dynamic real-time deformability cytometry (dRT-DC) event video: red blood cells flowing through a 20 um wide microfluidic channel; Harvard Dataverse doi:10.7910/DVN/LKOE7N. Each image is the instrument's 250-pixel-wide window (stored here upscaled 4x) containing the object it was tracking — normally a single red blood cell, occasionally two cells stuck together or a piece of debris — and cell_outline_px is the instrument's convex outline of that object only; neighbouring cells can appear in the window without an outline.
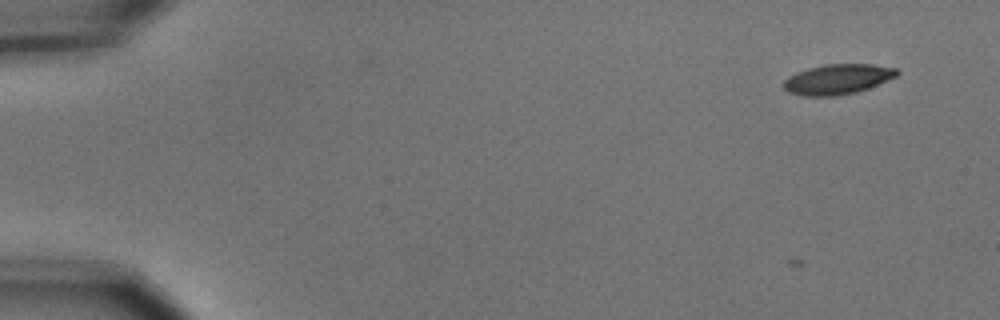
{"species": "common noctule bat (a hibernating species)", "species_latin": "Nyctalus noctula", "temperature_condition": "cold", "stored_images_in_passage": 8, "camera_frame_rate_fps": 3000, "um_per_image_px": 0.085, "animal": {"sex": "male", "body_mass_g": 15.6}, "frame": {"image": 1, "passage_image": 3, "time_ms": 0.667, "image_size_px": [1000, 320], "cell_outline_px": [[900, 72], [896, 76], [868, 88], [856, 92], [836, 96], [800, 96], [788, 92], [784, 88], [784, 80], [788, 76], [796, 72], [808, 68], [824, 64], [872, 64], [896, 68]], "centroid_in_image_um": [71.16, 6.73], "position_along_channel_um": 13.8, "area_um2": 19.94}}
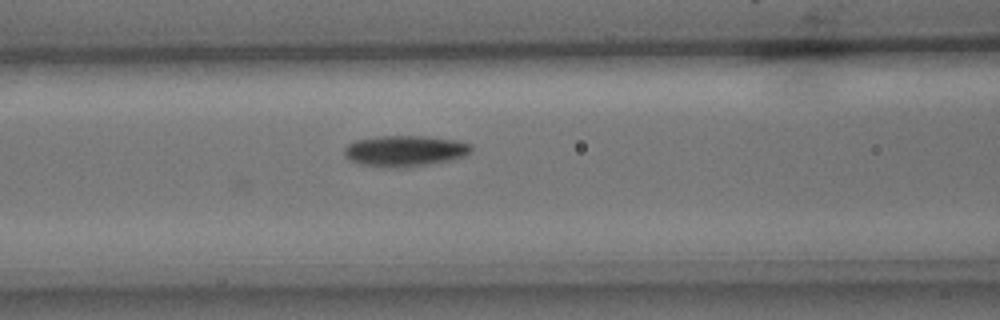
{"frame": {"image": 2, "passage_image": 8, "time_ms": 2.333, "image_size_px": [1000, 320], "cell_outline_px": [[472, 148], [464, 156], [452, 160], [428, 164], [396, 168], [360, 164], [344, 156], [344, 148], [348, 144], [356, 140], [380, 136], [424, 136], [456, 140], [472, 144]], "centroid_in_image_um": [34.42, 12.82], "position_along_channel_um": 132.2, "area_um2": 22.72}}